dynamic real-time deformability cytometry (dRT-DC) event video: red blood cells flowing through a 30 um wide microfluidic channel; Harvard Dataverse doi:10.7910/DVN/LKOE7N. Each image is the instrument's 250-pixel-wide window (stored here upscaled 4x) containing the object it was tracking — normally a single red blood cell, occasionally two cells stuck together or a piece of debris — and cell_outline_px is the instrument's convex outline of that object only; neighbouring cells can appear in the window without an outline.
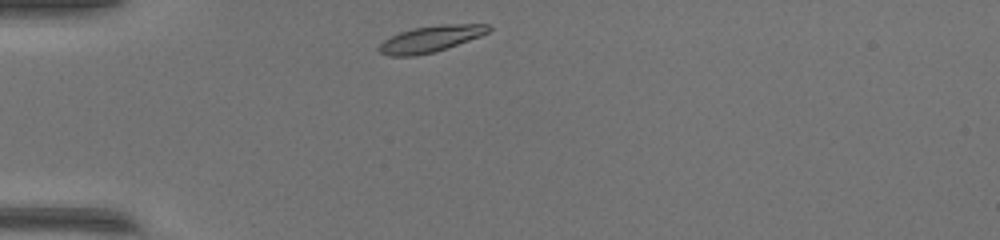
{"species": "common noctule bat (a hibernating species)", "species_latin": "Nyctalus noctula", "temperature_condition": "warm", "stored_images_in_passage": 36, "camera_frame_rate_fps": 3000, "um_per_image_px": 0.085, "animal": {"sex": "female", "body_mass_g": 17.0, "forearm_length_mm": 48.0}, "frame": {"image": 1, "passage_image": 1, "time_ms": 0.0, "image_size_px": [1000, 240], "cell_outline_px": [[492, 28], [488, 32], [480, 36], [432, 52], [412, 56], [388, 56], [380, 52], [376, 48], [384, 40], [400, 32], [412, 28], [440, 24], [488, 24]], "centroid_in_image_um": [36.57, 3.29], "position_along_channel_um": 48.4, "area_um2": 16.53}}
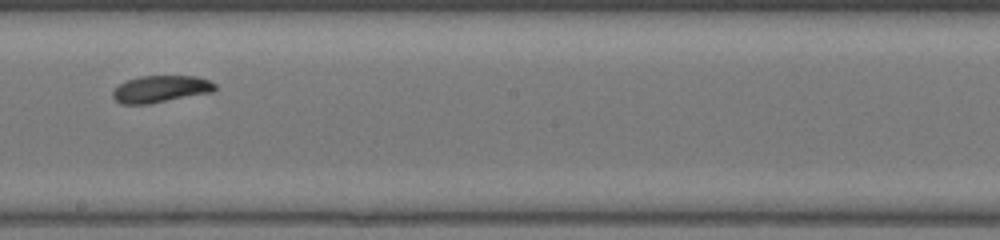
{"frame": {"image": 2, "passage_image": 16, "time_ms": 5.0, "image_size_px": [1000, 240], "cell_outline_px": [[216, 88], [212, 92], [148, 104], [120, 104], [112, 96], [112, 92], [120, 84], [128, 80], [140, 76], [196, 76], [208, 80], [216, 84]], "centroid_in_image_um": [13.65, 7.57], "position_along_channel_um": 234.5, "area_um2": 15.9}}
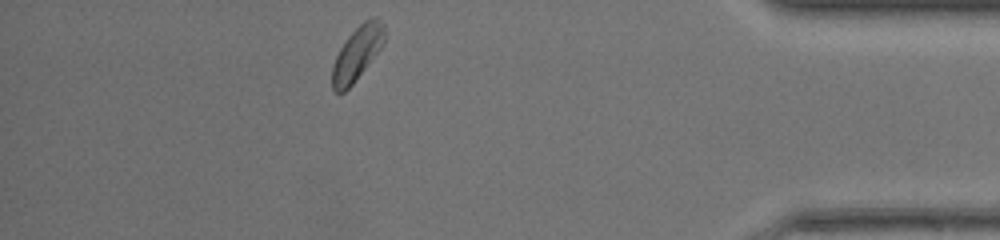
{"frame": {"image": 3, "passage_image": 31, "time_ms": 10.0, "image_size_px": [1000, 240], "cell_outline_px": [[384, 44], [352, 84], [344, 92], [336, 92], [332, 88], [332, 64], [340, 48], [348, 36], [364, 20], [372, 16], [376, 16], [384, 24]], "centroid_in_image_um": [30.36, 4.5], "position_along_channel_um": 404.8, "area_um2": 16.24}, "authors_computed_cell_mechanics": {"area_um2": 16.2707, "velocity_mm_per_s": 4.2021, "shape_relaxation_time_tau1_ms": 2.1623, "shape_relaxation_time_tau2_ms": 6.1794, "deformation_change_tau1": 0.1215, "deformation_change_tau2": 0.0992}}